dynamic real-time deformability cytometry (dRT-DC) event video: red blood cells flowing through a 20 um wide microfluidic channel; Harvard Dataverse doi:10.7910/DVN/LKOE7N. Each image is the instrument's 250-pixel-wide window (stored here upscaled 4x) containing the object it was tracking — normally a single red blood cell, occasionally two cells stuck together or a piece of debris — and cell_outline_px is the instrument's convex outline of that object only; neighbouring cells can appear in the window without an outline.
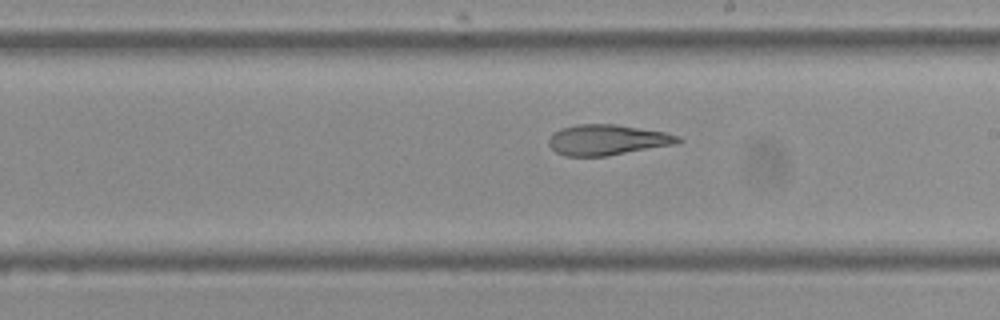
{"species": "Egyptian fruit bat (a non-hibernating species)", "species_latin": "Rousettus aegyptiacus", "temperature_condition": "cold", "stored_images_in_passage": 7, "segment_of_instrument_passage": [2, 2], "camera_frame_rate_fps": 3000, "um_per_image_px": 0.085, "frame": {"image": 1, "passage_image": 7, "time_ms": 2.0, "image_size_px": [1000, 320], "cell_outline_px": [[684, 140], [680, 144], [608, 156], [564, 156], [556, 152], [548, 144], [548, 140], [552, 132], [560, 128], [576, 124], [616, 124], [664, 132], [680, 136]], "centroid_in_image_um": [51.65, 11.89], "position_along_channel_um": 237.3, "area_um2": 23.47}}